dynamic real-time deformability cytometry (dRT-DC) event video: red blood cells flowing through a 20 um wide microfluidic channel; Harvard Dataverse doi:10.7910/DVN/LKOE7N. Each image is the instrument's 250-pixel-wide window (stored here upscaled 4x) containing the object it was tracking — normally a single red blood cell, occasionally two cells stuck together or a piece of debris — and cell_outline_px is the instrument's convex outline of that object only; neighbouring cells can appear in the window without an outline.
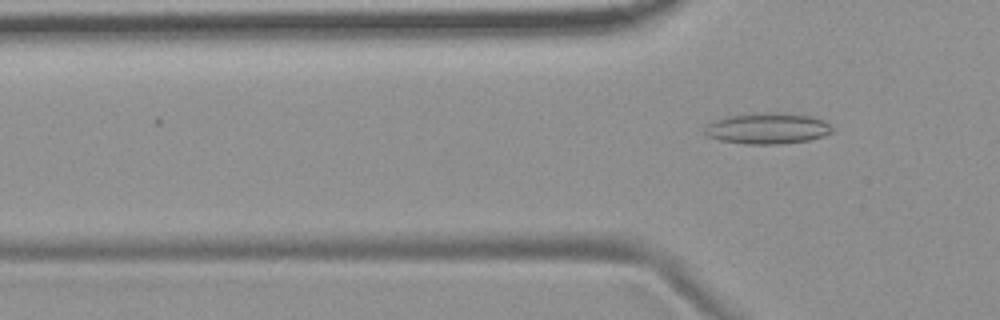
{"species": "common noctule bat (a hibernating species)", "species_latin": "Nyctalus noctula", "temperature_condition": "room temperature", "stored_images_in_passage": 7, "camera_frame_rate_fps": 3000, "um_per_image_px": 0.085, "animal": {"sex": "female", "body_mass_g": 19.9}, "frame": {"image": 1, "passage_image": 7, "time_ms": 8.0, "image_size_px": [1000, 320], "cell_outline_px": [[832, 132], [824, 136], [808, 140], [780, 144], [748, 144], [720, 140], [704, 136], [704, 128], [708, 124], [716, 120], [728, 116], [768, 112], [784, 112], [812, 116], [824, 120], [832, 128]], "centroid_in_image_um": [65.24, 10.91], "position_along_channel_um": 60.6, "area_um2": 23.12}}